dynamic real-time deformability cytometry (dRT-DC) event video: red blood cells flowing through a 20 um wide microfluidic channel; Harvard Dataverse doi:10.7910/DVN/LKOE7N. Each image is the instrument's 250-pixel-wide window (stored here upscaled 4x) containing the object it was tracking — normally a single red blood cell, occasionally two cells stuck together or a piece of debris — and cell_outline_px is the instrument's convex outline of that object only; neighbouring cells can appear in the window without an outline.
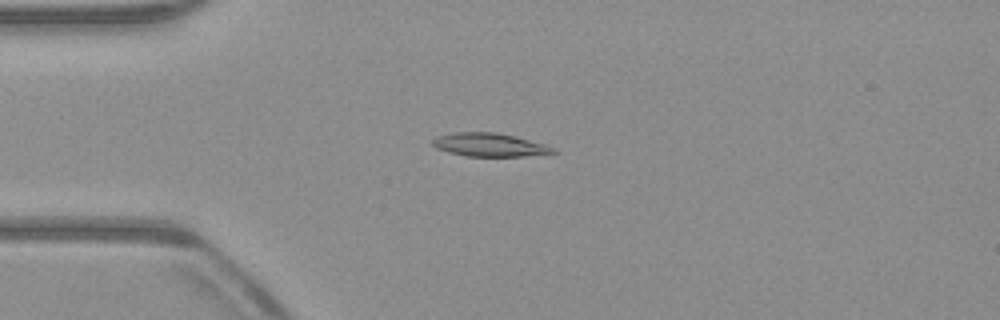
{"species": "common noctule bat (a hibernating species)", "species_latin": "Nyctalus noctula", "temperature_condition": "warm", "stored_images_in_passage": 53, "camera_frame_rate_fps": 3000, "um_per_image_px": 0.085, "animal": {"sex": "male", "body_mass_g": 23.1, "forearm_length_mm": 52.7}, "frame": {"image": 1, "passage_image": 14, "time_ms": 4.333, "image_size_px": [1000, 320], "cell_outline_px": [[560, 152], [524, 156], [464, 156], [448, 152], [436, 148], [432, 144], [432, 140], [436, 136], [452, 132], [496, 132], [544, 144], [556, 148]], "centroid_in_image_um": [41.58, 12.31], "position_along_channel_um": 43.4, "area_um2": 16.42}}
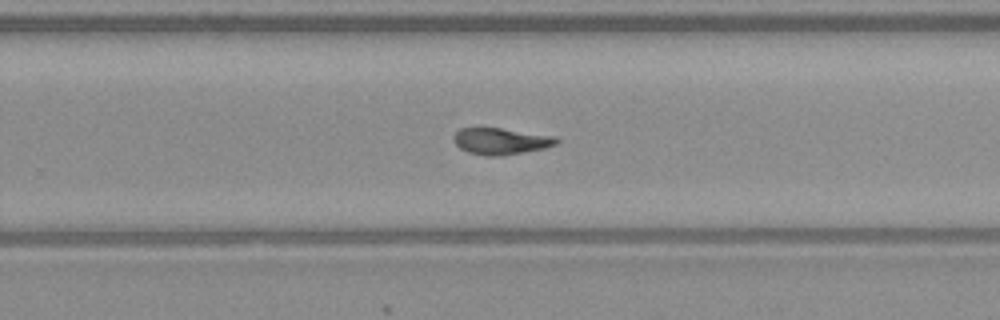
{"frame": {"image": 2, "passage_image": 34, "time_ms": 11.0, "image_size_px": [1000, 320], "cell_outline_px": [[560, 140], [556, 144], [544, 148], [500, 156], [484, 156], [468, 152], [460, 148], [456, 144], [452, 136], [460, 128], [500, 128], [556, 136]], "centroid_in_image_um": [42.57, 12.0], "position_along_channel_um": 287.2, "area_um2": 15.84}}
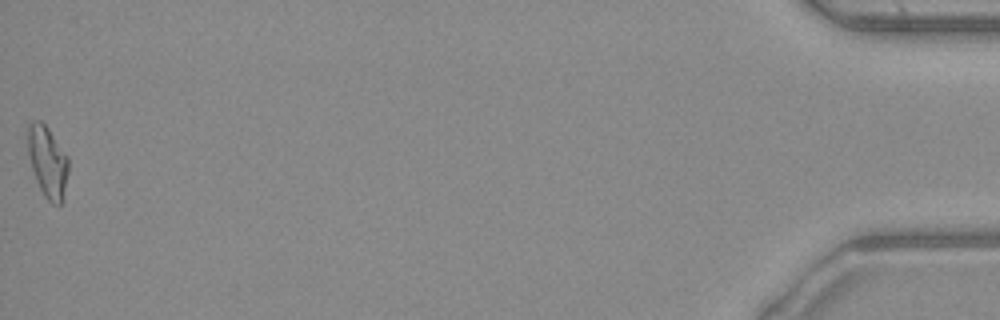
{"frame": {"image": 3, "passage_image": 53, "time_ms": 17.333, "image_size_px": [1000, 320], "cell_outline_px": [[68, 172], [60, 204], [52, 204], [44, 196], [36, 180], [28, 156], [28, 124], [32, 120], [40, 120], [48, 128], [68, 156]], "centroid_in_image_um": [4.03, 13.71], "position_along_channel_um": 431.2, "area_um2": 16.65}, "authors_computed_cell_mechanics": {"area_um2": 15.9528, "velocity_mm_per_s": 3.9609, "shape_relaxation_time_tau1_ms": 5.8477, "shape_relaxation_time_tau2_ms": 2.6452, "deformation_change_tau1": 0.1977, "deformation_change_tau2": 0.1122}}